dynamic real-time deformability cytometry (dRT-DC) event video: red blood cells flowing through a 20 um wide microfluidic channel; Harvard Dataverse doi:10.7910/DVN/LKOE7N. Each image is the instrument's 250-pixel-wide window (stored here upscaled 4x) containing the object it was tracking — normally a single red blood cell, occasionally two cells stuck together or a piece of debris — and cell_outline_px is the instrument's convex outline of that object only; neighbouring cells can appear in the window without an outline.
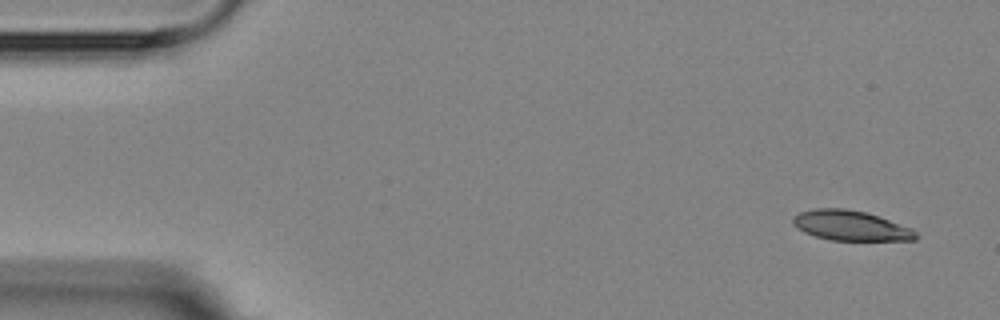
{"species": "Egyptian fruit bat (a non-hibernating species)", "species_latin": "Rousettus aegyptiacus", "temperature_condition": "room temperature", "stored_images_in_passage": 4, "camera_frame_rate_fps": 3000, "um_per_image_px": 0.085, "animal": {"sex": "female"}, "frame": {"image": 1, "passage_image": 1, "time_ms": 0.0, "image_size_px": [1000, 320], "cell_outline_px": [[920, 236], [916, 240], [832, 240], [816, 236], [804, 232], [792, 224], [792, 216], [800, 212], [816, 208], [844, 208], [864, 212], [912, 228]], "centroid_in_image_um": [72.29, 19.18], "position_along_channel_um": 12.7, "area_um2": 21.33}}
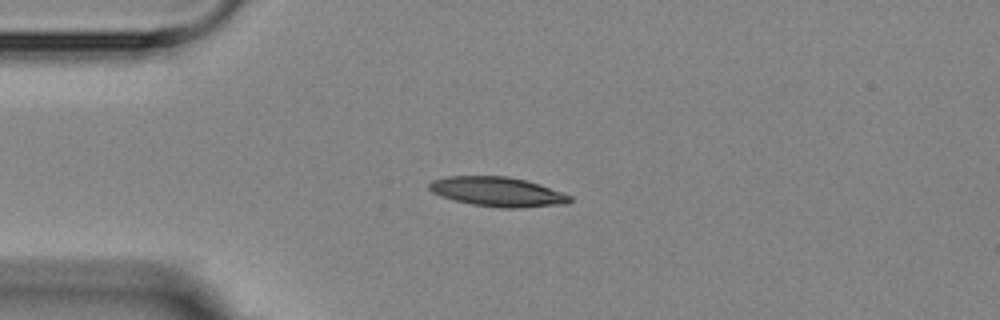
{"frame": {"image": 2, "passage_image": 4, "time_ms": 3.333, "image_size_px": [1000, 320], "cell_outline_px": [[572, 200], [568, 204], [520, 208], [500, 208], [472, 204], [440, 196], [432, 192], [428, 188], [428, 184], [432, 180], [448, 176], [504, 176], [524, 180], [540, 184], [572, 196]], "centroid_in_image_um": [42.3, 16.31], "position_along_channel_um": 42.7, "area_um2": 24.22}}